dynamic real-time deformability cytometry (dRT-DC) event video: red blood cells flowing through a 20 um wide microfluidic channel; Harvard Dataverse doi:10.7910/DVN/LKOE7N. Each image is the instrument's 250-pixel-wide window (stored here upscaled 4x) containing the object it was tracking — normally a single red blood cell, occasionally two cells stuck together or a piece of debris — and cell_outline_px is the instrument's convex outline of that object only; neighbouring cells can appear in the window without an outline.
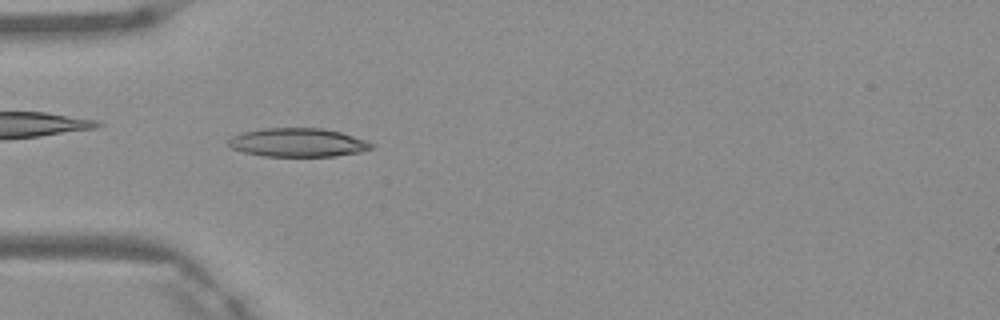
{"species": "Egyptian fruit bat (a non-hibernating species)", "species_latin": "Rousettus aegyptiacus", "temperature_condition": "warm", "stored_images_in_passage": 6, "camera_frame_rate_fps": 3000, "um_per_image_px": 0.085, "frame": {"image": 1, "passage_image": 4, "time_ms": 1.0, "image_size_px": [1000, 320], "cell_outline_px": [[376, 148], [360, 152], [336, 156], [264, 156], [244, 152], [228, 148], [228, 140], [232, 136], [244, 132], [264, 128], [320, 128], [340, 132], [376, 144]], "centroid_in_image_um": [25.32, 12.12], "position_along_channel_um": 59.7, "area_um2": 23.93}}
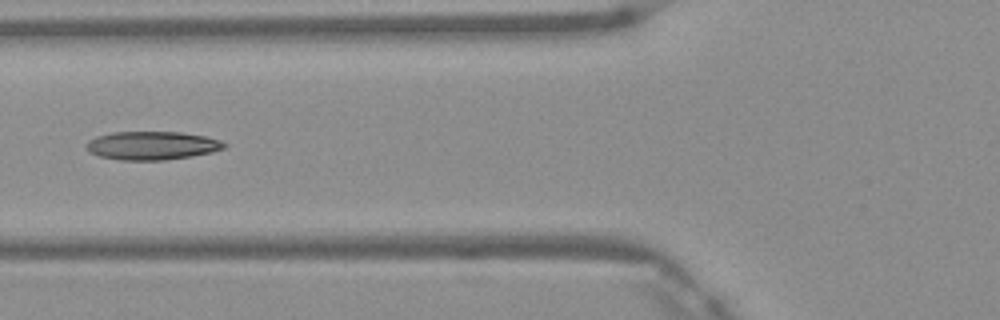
{"frame": {"image": 2, "passage_image": 5, "time_ms": 1.333, "image_size_px": [1000, 320], "cell_outline_px": [[228, 144], [224, 148], [212, 152], [164, 160], [120, 160], [100, 156], [88, 152], [88, 140], [96, 136], [112, 132], [180, 132], [204, 136], [220, 140]], "centroid_in_image_um": [12.91, 12.37], "position_along_channel_um": 112.9, "area_um2": 22.66}}
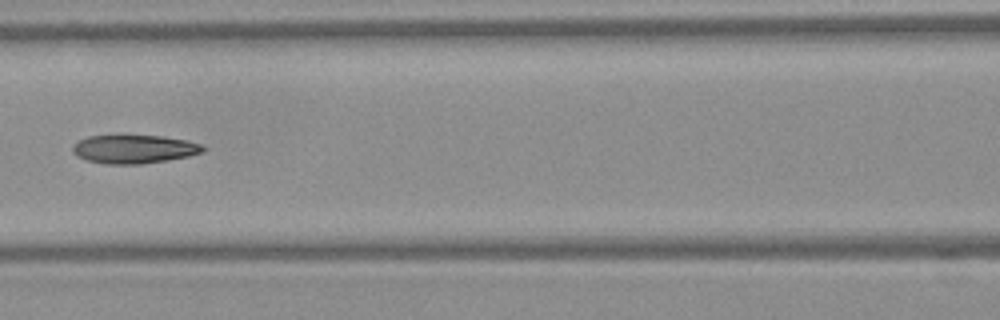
{"frame": {"image": 3, "passage_image": 6, "time_ms": 1.667, "image_size_px": [1000, 320], "cell_outline_px": [[208, 148], [204, 152], [188, 156], [168, 160], [140, 164], [104, 164], [88, 160], [76, 156], [72, 152], [72, 144], [88, 136], [124, 132], [164, 136], [188, 140], [204, 144]], "centroid_in_image_um": [11.41, 12.62], "position_along_channel_um": 155.2, "area_um2": 22.95}}